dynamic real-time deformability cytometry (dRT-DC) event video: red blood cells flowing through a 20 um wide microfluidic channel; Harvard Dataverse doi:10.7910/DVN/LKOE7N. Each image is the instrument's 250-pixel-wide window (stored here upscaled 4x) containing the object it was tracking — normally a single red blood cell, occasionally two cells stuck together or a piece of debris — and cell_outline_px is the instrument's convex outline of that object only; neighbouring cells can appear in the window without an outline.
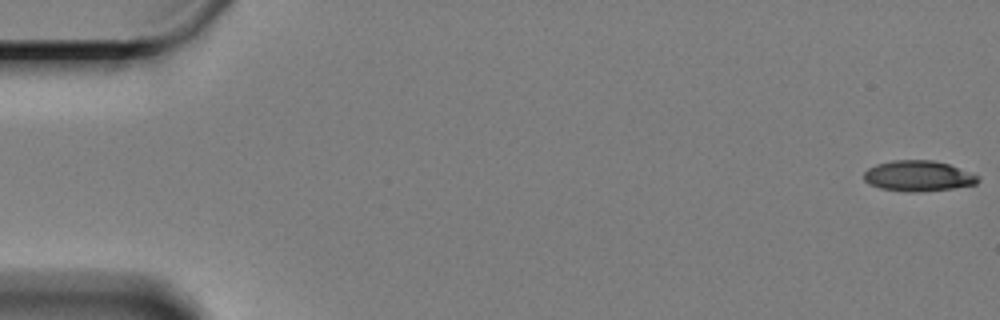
{"species": "Egyptian fruit bat (a non-hibernating species)", "species_latin": "Rousettus aegyptiacus", "temperature_condition": "cold", "stored_images_in_passage": 61, "camera_frame_rate_fps": 3000, "um_per_image_px": 0.085, "animal": {"sex": "female"}, "frame": {"image": 1, "passage_image": 1, "time_ms": 0.0, "image_size_px": [1000, 320], "cell_outline_px": [[980, 180], [976, 184], [952, 188], [880, 188], [868, 184], [864, 180], [864, 172], [868, 168], [876, 164], [892, 160], [932, 160], [948, 164], [980, 176]], "centroid_in_image_um": [78.04, 14.88], "position_along_channel_um": 7.0, "area_um2": 19.19}}
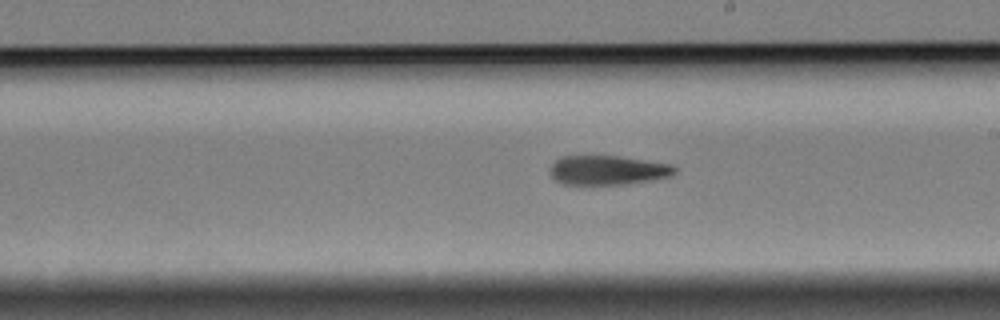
{"frame": {"image": 2, "passage_image": 35, "time_ms": 11.333, "image_size_px": [1000, 320], "cell_outline_px": [[676, 172], [672, 176], [628, 184], [560, 184], [552, 176], [552, 164], [560, 156], [616, 156], [672, 164], [676, 168]], "centroid_in_image_um": [51.68, 14.47], "position_along_channel_um": 237.3, "area_um2": 21.15}}
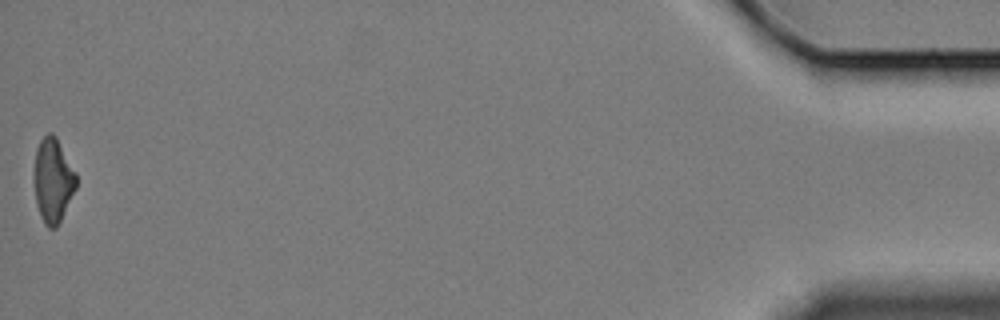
{"frame": {"image": 3, "passage_image": 61, "time_ms": 20.0, "image_size_px": [1000, 320], "cell_outline_px": [[76, 188], [56, 228], [48, 228], [44, 224], [40, 216], [36, 204], [32, 180], [32, 172], [36, 148], [40, 140], [48, 132], [52, 132], [56, 136], [76, 172]], "centroid_in_image_um": [4.45, 15.3], "position_along_channel_um": 430.7, "area_um2": 21.15}, "authors_computed_cell_mechanics": {"area_um2": 21.7328, "velocity_mm_per_s": 3.2984, "shape_relaxation_time_tau1_ms": 4.3703, "shape_relaxation_time_tau2_ms": 5.9013, "deformation_change_tau1": 0.1481, "deformation_change_tau2": 0.174}}